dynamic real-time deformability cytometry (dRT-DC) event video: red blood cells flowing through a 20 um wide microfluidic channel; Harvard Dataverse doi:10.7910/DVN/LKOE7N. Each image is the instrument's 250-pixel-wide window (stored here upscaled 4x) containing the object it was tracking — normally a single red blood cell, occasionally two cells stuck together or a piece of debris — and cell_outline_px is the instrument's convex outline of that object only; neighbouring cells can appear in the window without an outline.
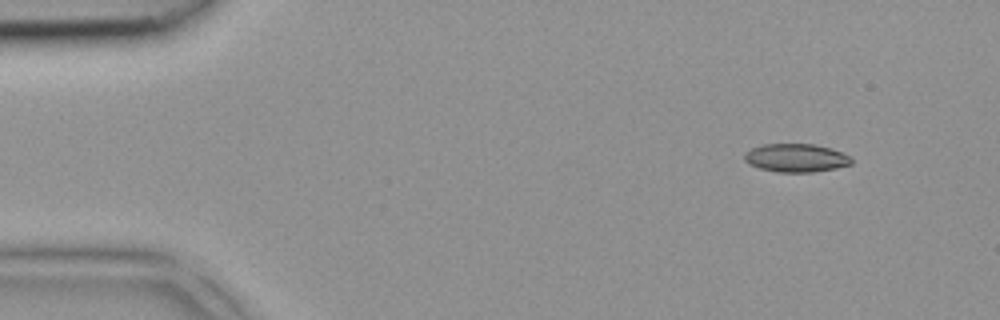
{"species": "common noctule bat (a hibernating species)", "species_latin": "Nyctalus noctula", "temperature_condition": "room temperature", "stored_images_in_passage": 3, "camera_frame_rate_fps": 3000, "um_per_image_px": 0.085, "animal": {"sex": "female", "body_mass_g": 18.4}, "frame": {"image": 1, "passage_image": 1, "time_ms": 0.0, "image_size_px": [1000, 320], "cell_outline_px": [[852, 164], [836, 168], [812, 172], [776, 172], [760, 168], [748, 164], [744, 160], [744, 152], [752, 148], [764, 144], [812, 144], [832, 148], [848, 156], [852, 160]], "centroid_in_image_um": [67.63, 13.42], "position_along_channel_um": 17.4, "area_um2": 17.63}}
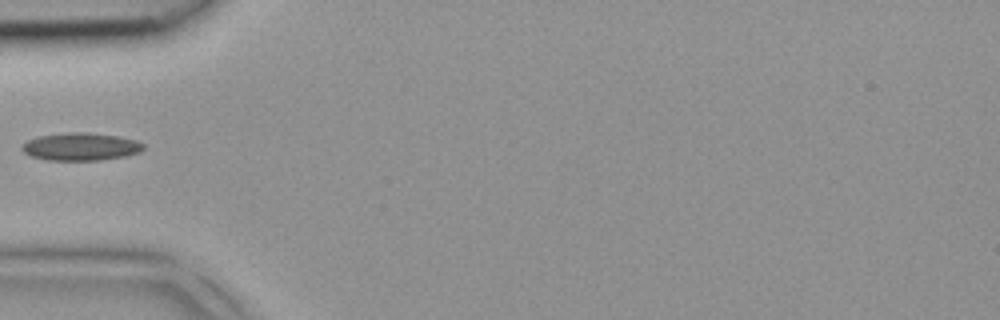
{"frame": {"image": 2, "passage_image": 3, "time_ms": 0.667, "image_size_px": [1000, 320], "cell_outline_px": [[144, 148], [140, 152], [124, 156], [100, 160], [48, 160], [32, 156], [24, 152], [20, 148], [28, 140], [36, 136], [64, 132], [88, 132], [120, 136], [136, 140], [144, 144]], "centroid_in_image_um": [6.87, 12.45], "position_along_channel_um": 78.1, "area_um2": 19.71}}